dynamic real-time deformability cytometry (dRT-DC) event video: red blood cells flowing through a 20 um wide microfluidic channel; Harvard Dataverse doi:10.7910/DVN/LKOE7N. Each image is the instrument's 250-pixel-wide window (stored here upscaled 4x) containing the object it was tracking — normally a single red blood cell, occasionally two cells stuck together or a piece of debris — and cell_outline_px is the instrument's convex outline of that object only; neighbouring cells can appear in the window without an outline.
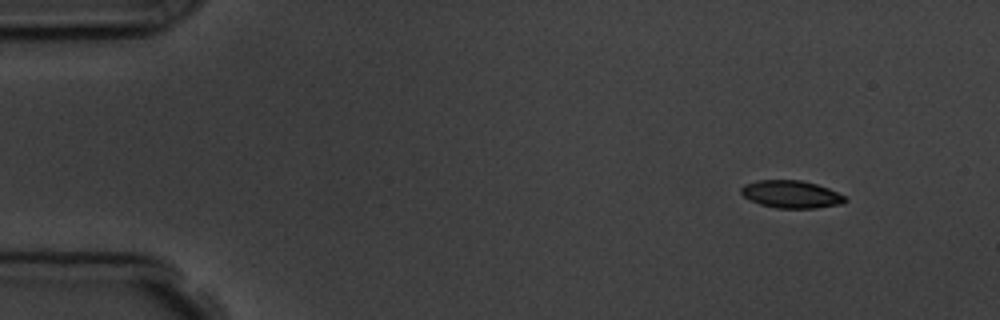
{"species": "common noctule bat (a hibernating species)", "species_latin": "Nyctalus noctula", "temperature_condition": "room temperature", "stored_images_in_passage": 4, "camera_frame_rate_fps": 3000, "um_per_image_px": 0.085, "animal": {"sex": "male", "body_mass_g": 19.5, "forearm_length_mm": 54.6}, "frame": {"image": 1, "passage_image": 1, "time_ms": 0.0, "image_size_px": [1000, 320], "cell_outline_px": [[848, 200], [840, 204], [816, 208], [776, 208], [760, 204], [744, 196], [740, 192], [740, 188], [744, 184], [756, 180], [800, 180], [816, 184], [828, 188], [844, 196]], "centroid_in_image_um": [67.23, 16.51], "position_along_channel_um": 17.8, "area_um2": 16.59}}
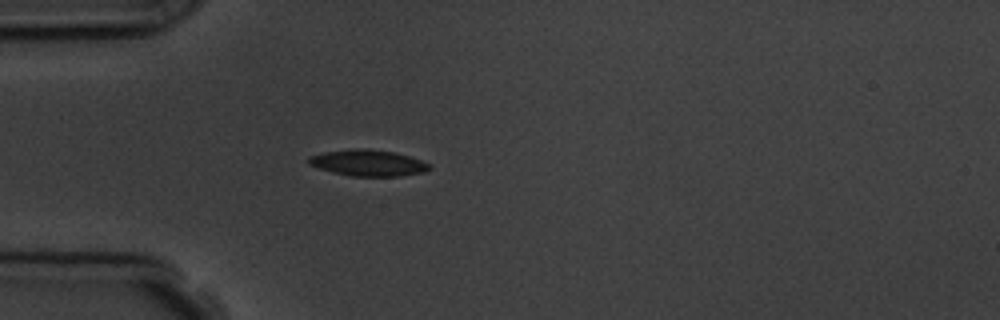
{"frame": {"image": 2, "passage_image": 4, "time_ms": 3.333, "image_size_px": [1000, 320], "cell_outline_px": [[432, 168], [424, 172], [400, 176], [352, 176], [332, 172], [308, 164], [308, 156], [324, 152], [352, 148], [364, 148], [396, 152], [420, 160], [428, 164]], "centroid_in_image_um": [31.27, 13.84], "position_along_channel_um": 53.7, "area_um2": 18.44}}